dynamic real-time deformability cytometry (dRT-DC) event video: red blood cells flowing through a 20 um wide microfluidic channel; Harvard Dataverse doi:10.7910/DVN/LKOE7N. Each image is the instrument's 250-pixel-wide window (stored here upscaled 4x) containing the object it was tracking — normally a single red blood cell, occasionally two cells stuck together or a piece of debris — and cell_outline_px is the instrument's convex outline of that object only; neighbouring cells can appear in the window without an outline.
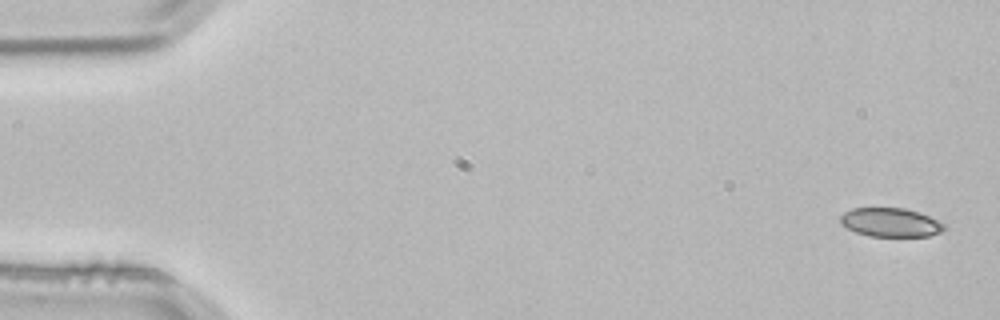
{"species": "common noctule bat (a hibernating species)", "species_latin": "Nyctalus noctula", "temperature_condition": "room temperature", "stored_images_in_passage": 3, "camera_frame_rate_fps": 3000, "um_per_image_px": 0.085, "animal": {"sex": "male", "body_mass_g": 21.5, "forearm_length_mm": 52.0}, "frame": {"image": 1, "passage_image": 1, "time_ms": 0.0, "image_size_px": [1000, 320], "cell_outline_px": [[948, 228], [940, 232], [928, 236], [868, 236], [856, 232], [840, 224], [840, 216], [844, 212], [852, 208], [904, 208], [920, 212], [944, 224]], "centroid_in_image_um": [75.69, 18.9], "position_along_channel_um": 9.3, "area_um2": 17.46}}
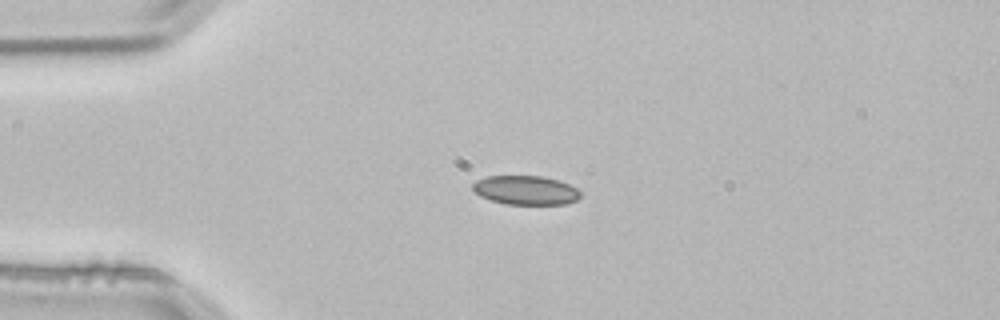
{"frame": {"image": 2, "passage_image": 3, "time_ms": 0.667, "image_size_px": [1000, 320], "cell_outline_px": [[580, 196], [576, 200], [564, 204], [504, 204], [480, 196], [472, 188], [472, 184], [476, 180], [488, 176], [540, 176], [556, 180], [568, 184], [576, 188], [580, 192]], "centroid_in_image_um": [44.66, 16.17], "position_along_channel_um": 40.3, "area_um2": 18.03}}